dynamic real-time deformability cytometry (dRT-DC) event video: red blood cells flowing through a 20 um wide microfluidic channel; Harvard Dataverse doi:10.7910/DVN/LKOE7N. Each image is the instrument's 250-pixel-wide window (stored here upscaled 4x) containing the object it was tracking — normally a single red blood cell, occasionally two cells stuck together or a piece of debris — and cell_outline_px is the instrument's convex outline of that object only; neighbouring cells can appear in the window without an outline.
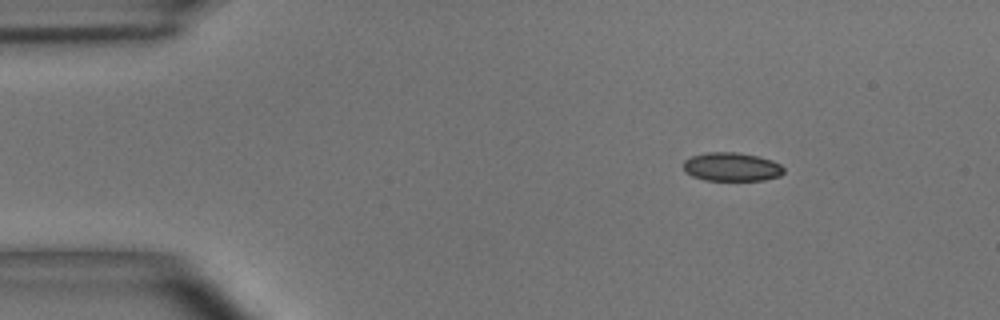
{"species": "common noctule bat (a hibernating species)", "species_latin": "Nyctalus noctula", "temperature_condition": "room temperature", "stored_images_in_passage": 48, "camera_frame_rate_fps": 3000, "um_per_image_px": 0.085, "animal": {"sex": "male", "body_mass_g": 15.6}, "frame": {"image": 1, "passage_image": 1, "time_ms": 0.0, "image_size_px": [1000, 320], "cell_outline_px": [[784, 172], [780, 176], [764, 180], [704, 180], [692, 176], [684, 172], [684, 160], [692, 156], [708, 152], [736, 152], [756, 156], [772, 160], [780, 164], [784, 168]], "centroid_in_image_um": [62.19, 14.19], "position_along_channel_um": 22.8, "area_um2": 16.76}}
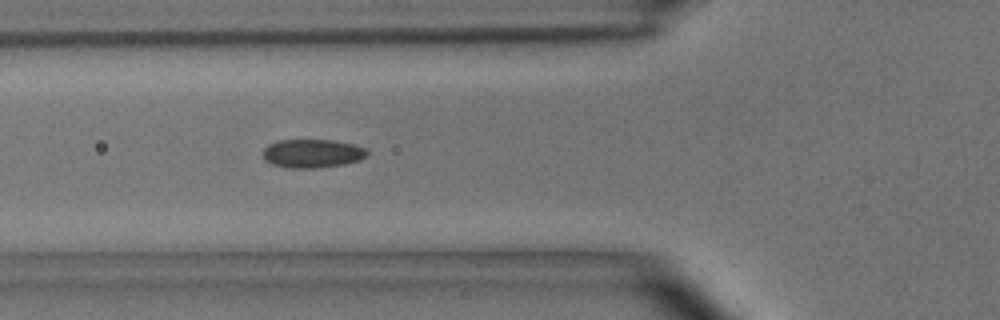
{"frame": {"image": 2, "passage_image": 13, "time_ms": 4.0, "image_size_px": [1000, 320], "cell_outline_px": [[368, 156], [360, 160], [344, 164], [316, 168], [288, 168], [272, 164], [264, 160], [264, 148], [268, 144], [276, 140], [332, 140], [352, 144], [364, 148], [368, 152]], "centroid_in_image_um": [26.54, 13.04], "position_along_channel_um": 99.3, "area_um2": 17.4}}
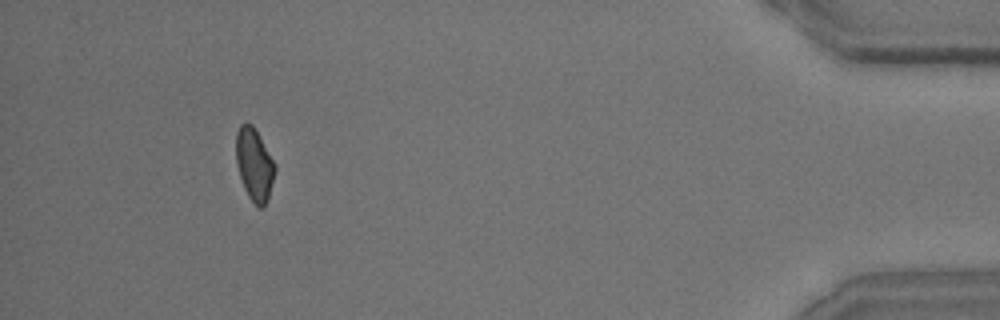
{"frame": {"image": 3, "passage_image": 44, "time_ms": 14.333, "image_size_px": [1000, 320], "cell_outline_px": [[276, 172], [268, 200], [260, 208], [248, 196], [244, 188], [236, 164], [236, 132], [240, 124], [248, 120], [252, 124], [276, 164]], "centroid_in_image_um": [21.62, 13.94], "position_along_channel_um": 413.6, "area_um2": 16.53}, "authors_computed_cell_mechanics": {"area_um2": 17.051, "velocity_mm_per_s": 3.6571, "shape_relaxation_time_tau1_ms": 6.6523, "shape_relaxation_time_tau2_ms": 1.7153, "deformation_change_tau1": 0.1431, "deformation_change_tau2": 0.0625}}